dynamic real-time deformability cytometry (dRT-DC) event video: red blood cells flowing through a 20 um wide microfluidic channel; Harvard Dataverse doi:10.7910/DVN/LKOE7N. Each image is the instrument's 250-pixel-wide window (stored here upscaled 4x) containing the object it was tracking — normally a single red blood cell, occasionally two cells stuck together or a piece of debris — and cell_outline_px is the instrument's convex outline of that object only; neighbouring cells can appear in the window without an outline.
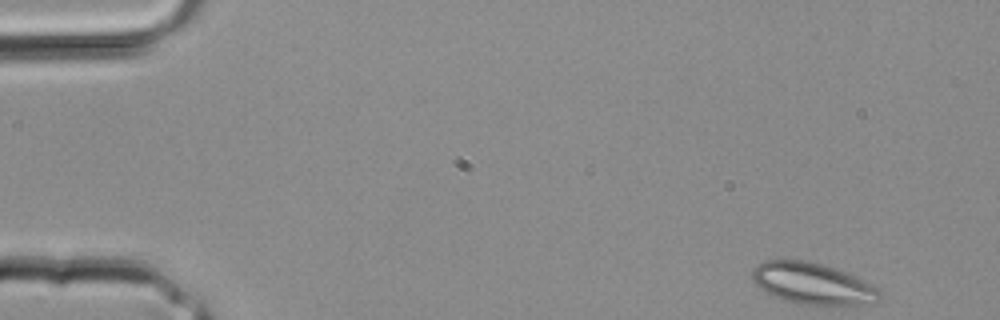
{"species": "common noctule bat (a hibernating species)", "species_latin": "Nyctalus noctula", "temperature_condition": "room temperature", "stored_images_in_passage": 3, "camera_frame_rate_fps": 3000, "um_per_image_px": 0.085, "animal": {"sex": "male", "body_mass_g": 20.4}, "frame": {"image": 1, "passage_image": 1, "time_ms": 0.0, "image_size_px": [1000, 320], "cell_outline_px": [[880, 300], [876, 304], [800, 304], [784, 300], [760, 288], [756, 284], [752, 276], [752, 268], [756, 264], [764, 260], [808, 260], [836, 268], [864, 280], [880, 288]], "centroid_in_image_um": [69.1, 24.09], "position_along_channel_um": 15.9, "area_um2": 30.75}}
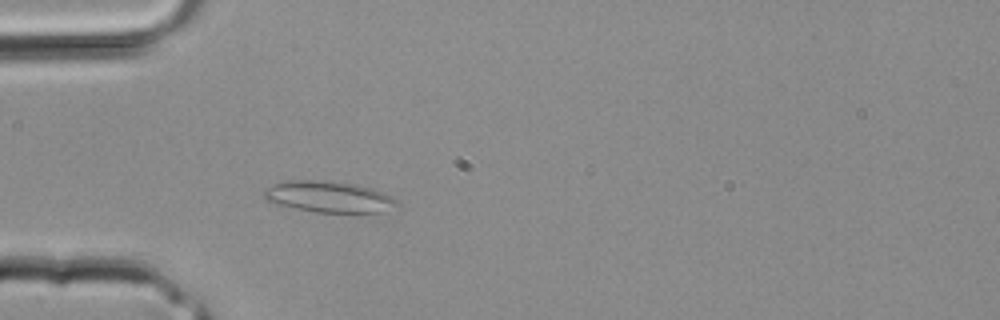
{"frame": {"image": 2, "passage_image": 3, "time_ms": 0.667, "image_size_px": [1000, 320], "cell_outline_px": [[396, 200], [380, 212], [316, 212], [276, 204], [264, 200], [264, 188], [288, 180], [332, 180], [360, 184], [384, 192], [392, 196]], "centroid_in_image_um": [27.86, 16.69], "position_along_channel_um": 57.1, "area_um2": 23.99}}